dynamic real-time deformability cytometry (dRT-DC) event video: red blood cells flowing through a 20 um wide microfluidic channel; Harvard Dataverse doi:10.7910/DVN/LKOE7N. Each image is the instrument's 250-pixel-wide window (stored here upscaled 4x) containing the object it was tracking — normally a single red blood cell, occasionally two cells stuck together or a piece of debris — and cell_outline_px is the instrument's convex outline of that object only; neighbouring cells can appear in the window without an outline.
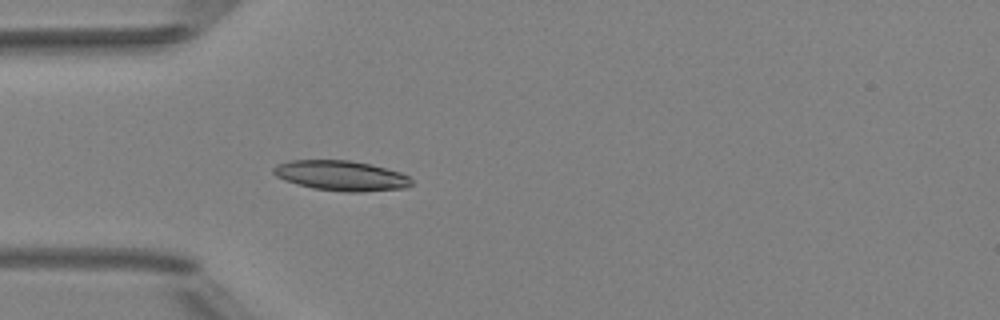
{"species": "Egyptian fruit bat (a non-hibernating species)", "species_latin": "Rousettus aegyptiacus", "temperature_condition": "room temperature", "stored_images_in_passage": 3, "camera_frame_rate_fps": 3000, "um_per_image_px": 0.085, "animal": {"sex": "female"}, "frame": {"image": 1, "passage_image": 3, "time_ms": 3.0, "image_size_px": [1000, 320], "cell_outline_px": [[412, 184], [404, 188], [360, 192], [348, 192], [312, 188], [296, 184], [284, 180], [276, 176], [272, 172], [272, 168], [276, 164], [292, 160], [348, 160], [372, 164], [400, 172], [408, 176], [412, 180]], "centroid_in_image_um": [28.97, 14.92], "position_along_channel_um": 56.0, "area_um2": 24.28}}